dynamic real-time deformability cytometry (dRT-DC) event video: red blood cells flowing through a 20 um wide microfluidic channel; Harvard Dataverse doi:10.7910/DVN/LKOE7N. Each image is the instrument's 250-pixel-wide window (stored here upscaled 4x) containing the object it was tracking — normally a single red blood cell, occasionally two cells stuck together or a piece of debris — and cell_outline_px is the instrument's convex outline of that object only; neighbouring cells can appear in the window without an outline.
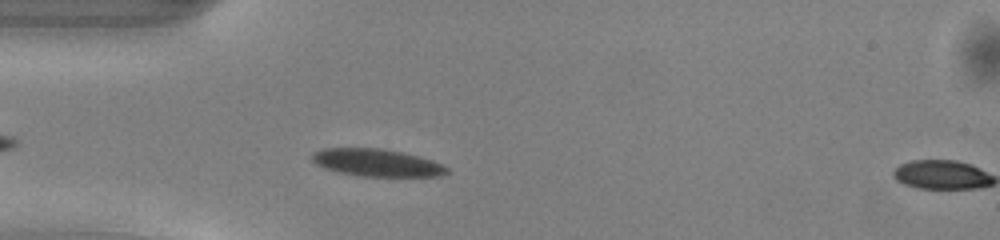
{"species": "common noctule bat (a hibernating species)", "species_latin": "Nyctalus noctula", "temperature_condition": "warm", "stored_images_in_passage": 6, "camera_frame_rate_fps": 3000, "um_per_image_px": 0.085, "animal": {"sex": "male", "body_mass_g": 13.0, "forearm_length_mm": 53.1}, "frame": {"image": 1, "passage_image": 5, "time_ms": 1.333, "image_size_px": [1000, 240], "cell_outline_px": [[448, 172], [440, 176], [356, 176], [336, 172], [324, 168], [316, 164], [312, 160], [312, 152], [324, 148], [384, 148], [404, 152], [432, 160], [448, 168]], "centroid_in_image_um": [31.99, 13.82], "position_along_channel_um": 53.0, "area_um2": 21.68}}